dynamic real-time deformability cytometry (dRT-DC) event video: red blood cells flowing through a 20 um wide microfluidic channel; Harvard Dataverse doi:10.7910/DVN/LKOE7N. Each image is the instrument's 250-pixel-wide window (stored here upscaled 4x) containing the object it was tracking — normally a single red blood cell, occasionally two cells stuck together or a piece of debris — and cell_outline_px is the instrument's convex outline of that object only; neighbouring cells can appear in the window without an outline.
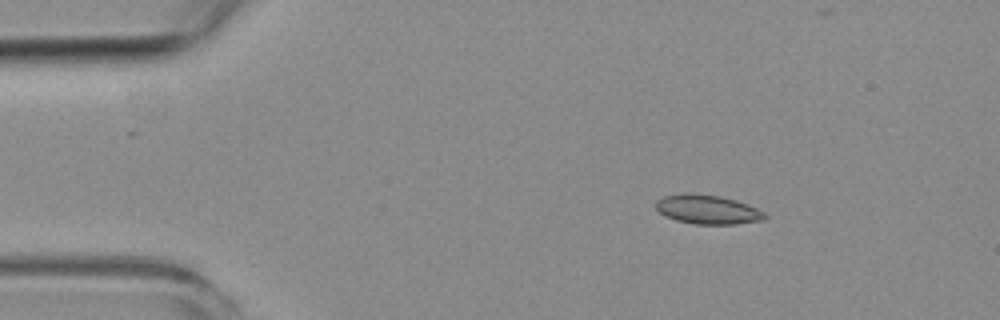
{"species": "common noctule bat (a hibernating species)", "species_latin": "Nyctalus noctula", "temperature_condition": "room temperature", "stored_images_in_passage": 3, "camera_frame_rate_fps": 3000, "um_per_image_px": 0.085, "animal": {"sex": "female", "body_mass_g": 19.3, "forearm_length_mm": 54.1}, "frame": {"image": 1, "passage_image": 1, "time_ms": 0.0, "image_size_px": [1000, 320], "cell_outline_px": [[768, 216], [764, 220], [736, 224], [692, 224], [676, 220], [664, 216], [656, 208], [656, 200], [664, 196], [692, 192], [720, 196], [736, 200], [748, 204], [764, 212]], "centroid_in_image_um": [60.15, 17.8], "position_along_channel_um": 24.9, "area_um2": 18.67}}